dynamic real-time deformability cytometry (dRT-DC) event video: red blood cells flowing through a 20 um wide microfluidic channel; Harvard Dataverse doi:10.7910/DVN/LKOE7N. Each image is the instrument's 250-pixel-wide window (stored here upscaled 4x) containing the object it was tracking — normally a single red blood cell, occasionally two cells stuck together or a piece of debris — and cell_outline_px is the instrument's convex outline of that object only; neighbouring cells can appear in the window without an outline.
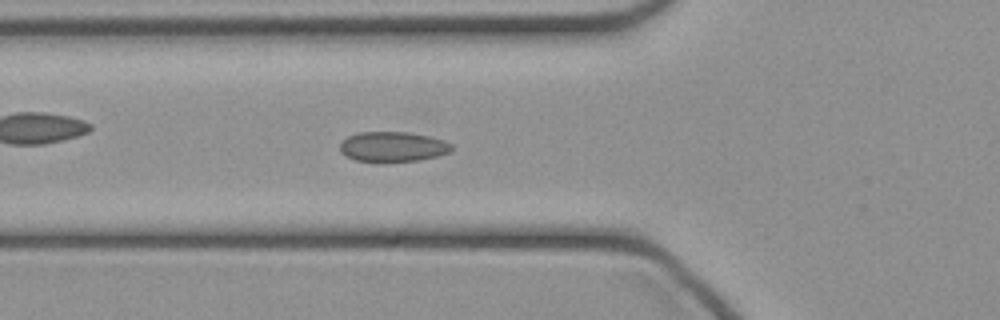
{"species": "common noctule bat (a hibernating species)", "species_latin": "Nyctalus noctula", "temperature_condition": "cold", "stored_images_in_passage": 47, "camera_frame_rate_fps": 3000, "um_per_image_px": 0.085, "animal": {"sex": "female", "body_mass_g": 21.9}, "frame": {"image": 1, "passage_image": 16, "time_ms": 5.0, "image_size_px": [1000, 320], "cell_outline_px": [[452, 152], [420, 160], [380, 164], [356, 160], [340, 152], [340, 144], [348, 136], [360, 132], [408, 132], [428, 136], [444, 140], [452, 144]], "centroid_in_image_um": [33.4, 12.5], "position_along_channel_um": 92.4, "area_um2": 20.0}}
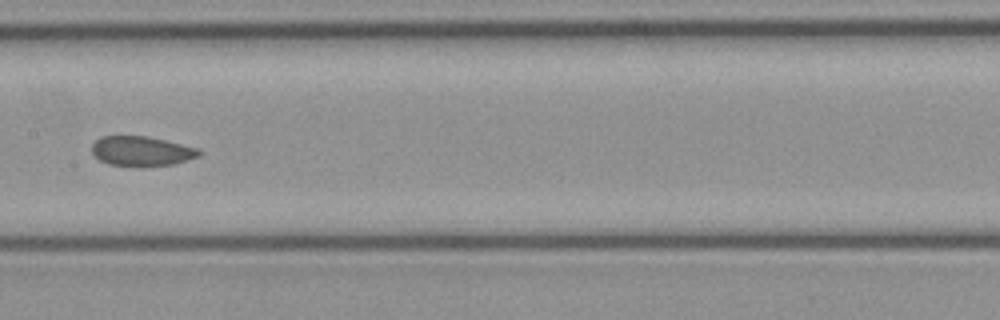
{"frame": {"image": 2, "passage_image": 23, "time_ms": 7.333, "image_size_px": [1000, 320], "cell_outline_px": [[200, 156], [172, 164], [108, 164], [100, 160], [92, 152], [92, 144], [100, 136], [148, 136], [200, 148]], "centroid_in_image_um": [12.04, 12.8], "position_along_channel_um": 195.4, "area_um2": 17.98}}
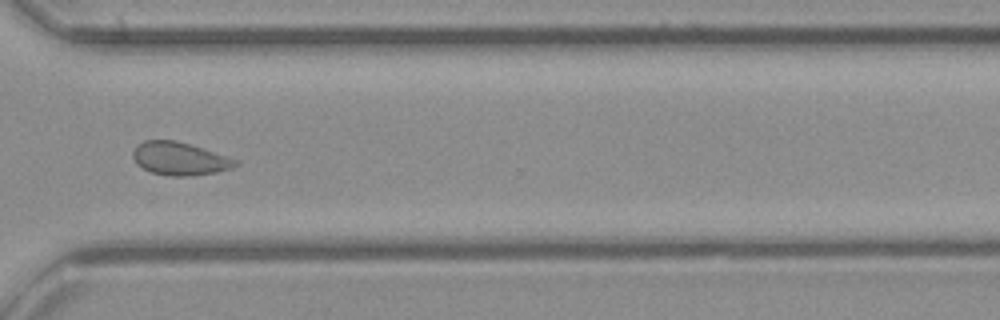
{"frame": {"image": 3, "passage_image": 34, "time_ms": 11.0, "image_size_px": [1000, 320], "cell_outline_px": [[240, 164], [232, 168], [216, 172], [188, 176], [168, 176], [152, 172], [136, 164], [132, 156], [132, 152], [136, 144], [144, 140], [176, 140], [228, 156], [240, 160]], "centroid_in_image_um": [15.27, 13.48], "position_along_channel_um": 355.3, "area_um2": 19.88}}